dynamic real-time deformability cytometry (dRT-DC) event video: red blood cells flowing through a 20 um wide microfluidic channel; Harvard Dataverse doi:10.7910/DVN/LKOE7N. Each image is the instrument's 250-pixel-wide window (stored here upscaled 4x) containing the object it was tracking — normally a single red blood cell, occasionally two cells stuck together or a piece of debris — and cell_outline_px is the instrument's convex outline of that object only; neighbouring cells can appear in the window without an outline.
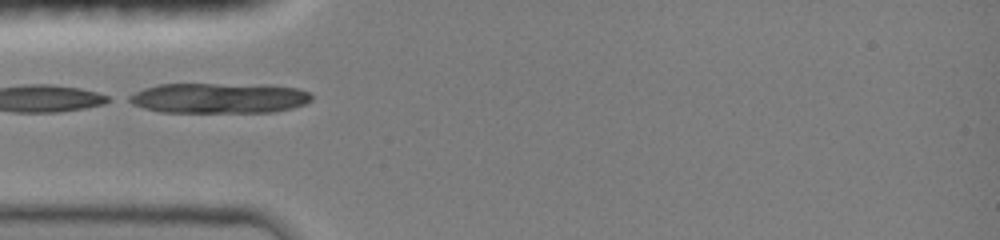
{"species": "common noctule bat (a hibernating species)", "species_latin": "Nyctalus noctula", "temperature_condition": "room temperature", "stored_images_in_passage": 13, "camera_frame_rate_fps": 3000, "um_per_image_px": 0.085, "animal": {"sex": "female", "body_mass_g": 19.0, "forearm_length_mm": 51.5}, "frame": {"image": 1, "passage_image": 1, "time_ms": 0.0, "image_size_px": [1000, 240], "cell_outline_px": [[312, 100], [304, 104], [292, 108], [276, 112], [160, 112], [144, 108], [132, 104], [124, 100], [128, 96], [144, 88], [156, 84], [268, 84], [296, 88], [308, 92], [312, 96]], "centroid_in_image_um": [18.6, 8.33], "position_along_channel_um": 66.4, "area_um2": 32.66}}
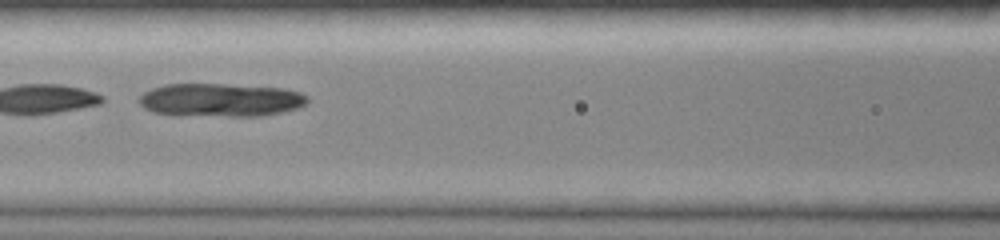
{"frame": {"image": 2, "passage_image": 6, "time_ms": 2.0, "image_size_px": [1000, 240], "cell_outline_px": [[308, 100], [300, 108], [284, 112], [260, 116], [176, 116], [152, 112], [144, 108], [140, 104], [140, 96], [144, 92], [152, 88], [164, 84], [224, 84], [284, 88], [300, 92], [308, 96]], "centroid_in_image_um": [18.74, 8.51], "position_along_channel_um": 147.9, "area_um2": 33.18}}
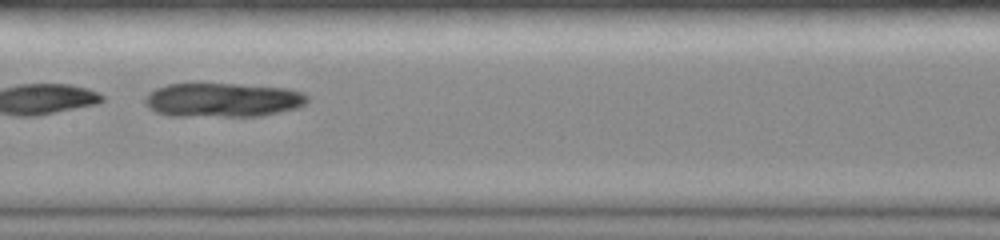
{"frame": {"image": 3, "passage_image": 9, "time_ms": 3.0, "image_size_px": [1000, 240], "cell_outline_px": [[308, 100], [304, 104], [296, 108], [264, 116], [168, 116], [156, 112], [148, 108], [144, 104], [144, 100], [148, 92], [156, 88], [168, 84], [196, 80], [288, 88], [304, 92], [308, 96]], "centroid_in_image_um": [18.87, 8.45], "position_along_channel_um": 188.5, "area_um2": 33.76}}